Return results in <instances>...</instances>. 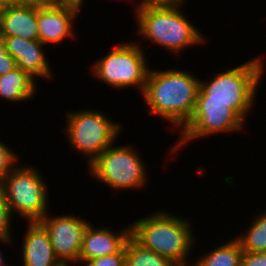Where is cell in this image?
I'll list each match as a JSON object with an SVG mask.
<instances>
[{
  "mask_svg": "<svg viewBox=\"0 0 266 266\" xmlns=\"http://www.w3.org/2000/svg\"><path fill=\"white\" fill-rule=\"evenodd\" d=\"M200 80L181 70H149L143 97L149 113L183 128L192 117Z\"/></svg>",
  "mask_w": 266,
  "mask_h": 266,
  "instance_id": "1",
  "label": "cell"
},
{
  "mask_svg": "<svg viewBox=\"0 0 266 266\" xmlns=\"http://www.w3.org/2000/svg\"><path fill=\"white\" fill-rule=\"evenodd\" d=\"M132 223L131 236L143 247L168 258L173 264H186L195 237L186 219L159 211Z\"/></svg>",
  "mask_w": 266,
  "mask_h": 266,
  "instance_id": "2",
  "label": "cell"
},
{
  "mask_svg": "<svg viewBox=\"0 0 266 266\" xmlns=\"http://www.w3.org/2000/svg\"><path fill=\"white\" fill-rule=\"evenodd\" d=\"M185 0H176L163 8H148L136 13L138 32L144 39L178 53L187 46L200 44L204 35L187 20L180 10Z\"/></svg>",
  "mask_w": 266,
  "mask_h": 266,
  "instance_id": "3",
  "label": "cell"
},
{
  "mask_svg": "<svg viewBox=\"0 0 266 266\" xmlns=\"http://www.w3.org/2000/svg\"><path fill=\"white\" fill-rule=\"evenodd\" d=\"M259 58L221 72L209 83L201 80L197 100L228 102L245 120L264 72V63Z\"/></svg>",
  "mask_w": 266,
  "mask_h": 266,
  "instance_id": "4",
  "label": "cell"
},
{
  "mask_svg": "<svg viewBox=\"0 0 266 266\" xmlns=\"http://www.w3.org/2000/svg\"><path fill=\"white\" fill-rule=\"evenodd\" d=\"M36 170L32 166L16 165L0 181V189L11 214L20 213L28 222H39L48 212V190L41 174Z\"/></svg>",
  "mask_w": 266,
  "mask_h": 266,
  "instance_id": "5",
  "label": "cell"
},
{
  "mask_svg": "<svg viewBox=\"0 0 266 266\" xmlns=\"http://www.w3.org/2000/svg\"><path fill=\"white\" fill-rule=\"evenodd\" d=\"M67 114V126L64 130L66 137L73 149L89 156L87 157L89 165L106 148L113 145L122 129L119 123L110 120L109 117L107 118L95 109L67 112Z\"/></svg>",
  "mask_w": 266,
  "mask_h": 266,
  "instance_id": "6",
  "label": "cell"
},
{
  "mask_svg": "<svg viewBox=\"0 0 266 266\" xmlns=\"http://www.w3.org/2000/svg\"><path fill=\"white\" fill-rule=\"evenodd\" d=\"M136 43L115 46L92 66V72L108 86L114 88L139 87L144 91L149 69L145 51Z\"/></svg>",
  "mask_w": 266,
  "mask_h": 266,
  "instance_id": "7",
  "label": "cell"
},
{
  "mask_svg": "<svg viewBox=\"0 0 266 266\" xmlns=\"http://www.w3.org/2000/svg\"><path fill=\"white\" fill-rule=\"evenodd\" d=\"M90 173L113 189L140 188L146 183L145 164L130 146H109L89 165Z\"/></svg>",
  "mask_w": 266,
  "mask_h": 266,
  "instance_id": "8",
  "label": "cell"
},
{
  "mask_svg": "<svg viewBox=\"0 0 266 266\" xmlns=\"http://www.w3.org/2000/svg\"><path fill=\"white\" fill-rule=\"evenodd\" d=\"M244 119L228 102L196 100L194 113L181 129L179 140L171 152L183 147L190 140L220 132H238L244 125ZM173 150V151H172Z\"/></svg>",
  "mask_w": 266,
  "mask_h": 266,
  "instance_id": "9",
  "label": "cell"
},
{
  "mask_svg": "<svg viewBox=\"0 0 266 266\" xmlns=\"http://www.w3.org/2000/svg\"><path fill=\"white\" fill-rule=\"evenodd\" d=\"M49 216L46 214L39 222L50 235L55 256L63 266L79 262L83 235L89 222L74 215L52 216V218Z\"/></svg>",
  "mask_w": 266,
  "mask_h": 266,
  "instance_id": "10",
  "label": "cell"
},
{
  "mask_svg": "<svg viewBox=\"0 0 266 266\" xmlns=\"http://www.w3.org/2000/svg\"><path fill=\"white\" fill-rule=\"evenodd\" d=\"M80 4L58 1L50 6L37 8L39 41L60 43L66 37L74 38L73 22L77 18Z\"/></svg>",
  "mask_w": 266,
  "mask_h": 266,
  "instance_id": "11",
  "label": "cell"
},
{
  "mask_svg": "<svg viewBox=\"0 0 266 266\" xmlns=\"http://www.w3.org/2000/svg\"><path fill=\"white\" fill-rule=\"evenodd\" d=\"M6 50L15 62L17 68L27 72L32 78L50 77L52 75L50 64L46 59L42 44L39 40H28L19 37H2Z\"/></svg>",
  "mask_w": 266,
  "mask_h": 266,
  "instance_id": "12",
  "label": "cell"
},
{
  "mask_svg": "<svg viewBox=\"0 0 266 266\" xmlns=\"http://www.w3.org/2000/svg\"><path fill=\"white\" fill-rule=\"evenodd\" d=\"M111 229H95L89 223L85 229L79 261L84 265L97 257L111 255L120 252L131 236V226L121 232H111Z\"/></svg>",
  "mask_w": 266,
  "mask_h": 266,
  "instance_id": "13",
  "label": "cell"
},
{
  "mask_svg": "<svg viewBox=\"0 0 266 266\" xmlns=\"http://www.w3.org/2000/svg\"><path fill=\"white\" fill-rule=\"evenodd\" d=\"M23 242L24 266H63L55 256L48 231L40 222H29Z\"/></svg>",
  "mask_w": 266,
  "mask_h": 266,
  "instance_id": "14",
  "label": "cell"
},
{
  "mask_svg": "<svg viewBox=\"0 0 266 266\" xmlns=\"http://www.w3.org/2000/svg\"><path fill=\"white\" fill-rule=\"evenodd\" d=\"M0 35L39 40L37 8L13 5L2 9Z\"/></svg>",
  "mask_w": 266,
  "mask_h": 266,
  "instance_id": "15",
  "label": "cell"
},
{
  "mask_svg": "<svg viewBox=\"0 0 266 266\" xmlns=\"http://www.w3.org/2000/svg\"><path fill=\"white\" fill-rule=\"evenodd\" d=\"M35 81L27 72L15 68L0 76V97L9 102L27 101L37 90Z\"/></svg>",
  "mask_w": 266,
  "mask_h": 266,
  "instance_id": "16",
  "label": "cell"
},
{
  "mask_svg": "<svg viewBox=\"0 0 266 266\" xmlns=\"http://www.w3.org/2000/svg\"><path fill=\"white\" fill-rule=\"evenodd\" d=\"M204 255L197 259L195 266H240L243 250L237 239L233 238Z\"/></svg>",
  "mask_w": 266,
  "mask_h": 266,
  "instance_id": "17",
  "label": "cell"
},
{
  "mask_svg": "<svg viewBox=\"0 0 266 266\" xmlns=\"http://www.w3.org/2000/svg\"><path fill=\"white\" fill-rule=\"evenodd\" d=\"M173 263L151 249L143 247L132 236L125 244V266H171Z\"/></svg>",
  "mask_w": 266,
  "mask_h": 266,
  "instance_id": "18",
  "label": "cell"
},
{
  "mask_svg": "<svg viewBox=\"0 0 266 266\" xmlns=\"http://www.w3.org/2000/svg\"><path fill=\"white\" fill-rule=\"evenodd\" d=\"M266 211V210H265ZM257 215L246 233L236 237L244 252H266V212ZM243 235V236H242Z\"/></svg>",
  "mask_w": 266,
  "mask_h": 266,
  "instance_id": "19",
  "label": "cell"
},
{
  "mask_svg": "<svg viewBox=\"0 0 266 266\" xmlns=\"http://www.w3.org/2000/svg\"><path fill=\"white\" fill-rule=\"evenodd\" d=\"M11 218L12 214L10 207L0 189V242H3L4 244L12 243V236L10 235Z\"/></svg>",
  "mask_w": 266,
  "mask_h": 266,
  "instance_id": "20",
  "label": "cell"
},
{
  "mask_svg": "<svg viewBox=\"0 0 266 266\" xmlns=\"http://www.w3.org/2000/svg\"><path fill=\"white\" fill-rule=\"evenodd\" d=\"M16 157L7 145L0 142V181L14 169V164H17L16 160H18Z\"/></svg>",
  "mask_w": 266,
  "mask_h": 266,
  "instance_id": "21",
  "label": "cell"
},
{
  "mask_svg": "<svg viewBox=\"0 0 266 266\" xmlns=\"http://www.w3.org/2000/svg\"><path fill=\"white\" fill-rule=\"evenodd\" d=\"M84 266H125V247L120 252L89 260Z\"/></svg>",
  "mask_w": 266,
  "mask_h": 266,
  "instance_id": "22",
  "label": "cell"
},
{
  "mask_svg": "<svg viewBox=\"0 0 266 266\" xmlns=\"http://www.w3.org/2000/svg\"><path fill=\"white\" fill-rule=\"evenodd\" d=\"M16 66L14 58L8 54L5 42L0 35V76L13 71Z\"/></svg>",
  "mask_w": 266,
  "mask_h": 266,
  "instance_id": "23",
  "label": "cell"
},
{
  "mask_svg": "<svg viewBox=\"0 0 266 266\" xmlns=\"http://www.w3.org/2000/svg\"><path fill=\"white\" fill-rule=\"evenodd\" d=\"M240 266H266V252H244Z\"/></svg>",
  "mask_w": 266,
  "mask_h": 266,
  "instance_id": "24",
  "label": "cell"
},
{
  "mask_svg": "<svg viewBox=\"0 0 266 266\" xmlns=\"http://www.w3.org/2000/svg\"><path fill=\"white\" fill-rule=\"evenodd\" d=\"M176 0H142L136 7L135 13L148 8H163L173 4Z\"/></svg>",
  "mask_w": 266,
  "mask_h": 266,
  "instance_id": "25",
  "label": "cell"
},
{
  "mask_svg": "<svg viewBox=\"0 0 266 266\" xmlns=\"http://www.w3.org/2000/svg\"><path fill=\"white\" fill-rule=\"evenodd\" d=\"M58 0H14L15 6H24V7H34V8H43L50 6Z\"/></svg>",
  "mask_w": 266,
  "mask_h": 266,
  "instance_id": "26",
  "label": "cell"
},
{
  "mask_svg": "<svg viewBox=\"0 0 266 266\" xmlns=\"http://www.w3.org/2000/svg\"><path fill=\"white\" fill-rule=\"evenodd\" d=\"M14 5V0H0V8L5 9Z\"/></svg>",
  "mask_w": 266,
  "mask_h": 266,
  "instance_id": "27",
  "label": "cell"
},
{
  "mask_svg": "<svg viewBox=\"0 0 266 266\" xmlns=\"http://www.w3.org/2000/svg\"><path fill=\"white\" fill-rule=\"evenodd\" d=\"M58 1L71 2V3H76V4L83 5L82 3H83L84 0H58Z\"/></svg>",
  "mask_w": 266,
  "mask_h": 266,
  "instance_id": "28",
  "label": "cell"
},
{
  "mask_svg": "<svg viewBox=\"0 0 266 266\" xmlns=\"http://www.w3.org/2000/svg\"><path fill=\"white\" fill-rule=\"evenodd\" d=\"M4 257H2L1 252H0V266H8L6 262L3 260Z\"/></svg>",
  "mask_w": 266,
  "mask_h": 266,
  "instance_id": "29",
  "label": "cell"
},
{
  "mask_svg": "<svg viewBox=\"0 0 266 266\" xmlns=\"http://www.w3.org/2000/svg\"><path fill=\"white\" fill-rule=\"evenodd\" d=\"M171 266H188V264L187 263L186 264H172Z\"/></svg>",
  "mask_w": 266,
  "mask_h": 266,
  "instance_id": "30",
  "label": "cell"
}]
</instances>
